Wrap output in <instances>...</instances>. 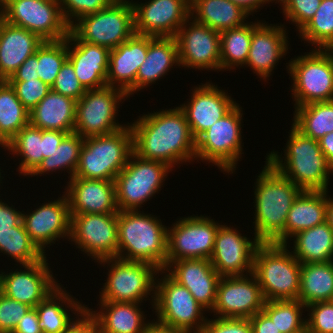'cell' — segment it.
<instances>
[{"instance_id": "1", "label": "cell", "mask_w": 333, "mask_h": 333, "mask_svg": "<svg viewBox=\"0 0 333 333\" xmlns=\"http://www.w3.org/2000/svg\"><path fill=\"white\" fill-rule=\"evenodd\" d=\"M133 134V153L144 160L175 165L195 162L196 139L183 110L161 109L128 123Z\"/></svg>"}, {"instance_id": "2", "label": "cell", "mask_w": 333, "mask_h": 333, "mask_svg": "<svg viewBox=\"0 0 333 333\" xmlns=\"http://www.w3.org/2000/svg\"><path fill=\"white\" fill-rule=\"evenodd\" d=\"M264 162V168L254 182L253 236L261 243L285 244L287 215L303 190Z\"/></svg>"}, {"instance_id": "3", "label": "cell", "mask_w": 333, "mask_h": 333, "mask_svg": "<svg viewBox=\"0 0 333 333\" xmlns=\"http://www.w3.org/2000/svg\"><path fill=\"white\" fill-rule=\"evenodd\" d=\"M283 153L271 151L266 161L300 189L327 191L333 167L322 152L319 141L303 135L293 125Z\"/></svg>"}, {"instance_id": "4", "label": "cell", "mask_w": 333, "mask_h": 333, "mask_svg": "<svg viewBox=\"0 0 333 333\" xmlns=\"http://www.w3.org/2000/svg\"><path fill=\"white\" fill-rule=\"evenodd\" d=\"M167 230L168 227L155 215L140 210L119 211L117 258L147 262L164 270Z\"/></svg>"}, {"instance_id": "5", "label": "cell", "mask_w": 333, "mask_h": 333, "mask_svg": "<svg viewBox=\"0 0 333 333\" xmlns=\"http://www.w3.org/2000/svg\"><path fill=\"white\" fill-rule=\"evenodd\" d=\"M289 247L261 243L255 251L252 273L265 301L298 300L301 263L288 250Z\"/></svg>"}, {"instance_id": "6", "label": "cell", "mask_w": 333, "mask_h": 333, "mask_svg": "<svg viewBox=\"0 0 333 333\" xmlns=\"http://www.w3.org/2000/svg\"><path fill=\"white\" fill-rule=\"evenodd\" d=\"M133 153L130 125L111 133L84 138L74 177L115 181Z\"/></svg>"}, {"instance_id": "7", "label": "cell", "mask_w": 333, "mask_h": 333, "mask_svg": "<svg viewBox=\"0 0 333 333\" xmlns=\"http://www.w3.org/2000/svg\"><path fill=\"white\" fill-rule=\"evenodd\" d=\"M97 262L103 267L107 264L108 270L106 282L99 292V301L145 303L144 300H151L153 308L158 268L147 262L126 261L117 257Z\"/></svg>"}, {"instance_id": "8", "label": "cell", "mask_w": 333, "mask_h": 333, "mask_svg": "<svg viewBox=\"0 0 333 333\" xmlns=\"http://www.w3.org/2000/svg\"><path fill=\"white\" fill-rule=\"evenodd\" d=\"M243 110L237 103L221 119L196 139L195 160L214 164L228 175L234 174L243 151Z\"/></svg>"}, {"instance_id": "9", "label": "cell", "mask_w": 333, "mask_h": 333, "mask_svg": "<svg viewBox=\"0 0 333 333\" xmlns=\"http://www.w3.org/2000/svg\"><path fill=\"white\" fill-rule=\"evenodd\" d=\"M289 60L286 68L293 84L294 108L333 100V50L312 49Z\"/></svg>"}, {"instance_id": "10", "label": "cell", "mask_w": 333, "mask_h": 333, "mask_svg": "<svg viewBox=\"0 0 333 333\" xmlns=\"http://www.w3.org/2000/svg\"><path fill=\"white\" fill-rule=\"evenodd\" d=\"M157 275H161V278L156 276L152 311L155 310L157 319L153 320L163 326L190 333L202 332L207 320L204 316L206 310L186 287L173 280L164 270H159Z\"/></svg>"}, {"instance_id": "11", "label": "cell", "mask_w": 333, "mask_h": 333, "mask_svg": "<svg viewBox=\"0 0 333 333\" xmlns=\"http://www.w3.org/2000/svg\"><path fill=\"white\" fill-rule=\"evenodd\" d=\"M172 168L160 161L144 160L132 153L115 178L119 211L140 210L159 193Z\"/></svg>"}, {"instance_id": "12", "label": "cell", "mask_w": 333, "mask_h": 333, "mask_svg": "<svg viewBox=\"0 0 333 333\" xmlns=\"http://www.w3.org/2000/svg\"><path fill=\"white\" fill-rule=\"evenodd\" d=\"M70 30L84 42L112 50L135 34L130 0H114L106 8L79 18Z\"/></svg>"}, {"instance_id": "13", "label": "cell", "mask_w": 333, "mask_h": 333, "mask_svg": "<svg viewBox=\"0 0 333 333\" xmlns=\"http://www.w3.org/2000/svg\"><path fill=\"white\" fill-rule=\"evenodd\" d=\"M128 98L124 91L108 85L86 90L76 103L74 132L87 138L109 135L126 127L128 123L121 124L116 118L120 103Z\"/></svg>"}, {"instance_id": "14", "label": "cell", "mask_w": 333, "mask_h": 333, "mask_svg": "<svg viewBox=\"0 0 333 333\" xmlns=\"http://www.w3.org/2000/svg\"><path fill=\"white\" fill-rule=\"evenodd\" d=\"M4 21L35 33L43 41L64 40L70 31L59 0H4Z\"/></svg>"}, {"instance_id": "15", "label": "cell", "mask_w": 333, "mask_h": 333, "mask_svg": "<svg viewBox=\"0 0 333 333\" xmlns=\"http://www.w3.org/2000/svg\"><path fill=\"white\" fill-rule=\"evenodd\" d=\"M176 220L167 230L166 265L182 259H210L222 223L202 214Z\"/></svg>"}, {"instance_id": "16", "label": "cell", "mask_w": 333, "mask_h": 333, "mask_svg": "<svg viewBox=\"0 0 333 333\" xmlns=\"http://www.w3.org/2000/svg\"><path fill=\"white\" fill-rule=\"evenodd\" d=\"M70 238L87 257L95 260L117 257L118 213L70 214Z\"/></svg>"}, {"instance_id": "17", "label": "cell", "mask_w": 333, "mask_h": 333, "mask_svg": "<svg viewBox=\"0 0 333 333\" xmlns=\"http://www.w3.org/2000/svg\"><path fill=\"white\" fill-rule=\"evenodd\" d=\"M175 38L181 67L200 71H221L220 32L189 17L178 30Z\"/></svg>"}, {"instance_id": "18", "label": "cell", "mask_w": 333, "mask_h": 333, "mask_svg": "<svg viewBox=\"0 0 333 333\" xmlns=\"http://www.w3.org/2000/svg\"><path fill=\"white\" fill-rule=\"evenodd\" d=\"M264 303L261 288L253 273L226 276L219 279L216 302L211 313L219 318L250 319L262 311Z\"/></svg>"}, {"instance_id": "19", "label": "cell", "mask_w": 333, "mask_h": 333, "mask_svg": "<svg viewBox=\"0 0 333 333\" xmlns=\"http://www.w3.org/2000/svg\"><path fill=\"white\" fill-rule=\"evenodd\" d=\"M47 256L33 264L21 265L23 269L0 272V292L32 308L45 299L61 283L53 275Z\"/></svg>"}, {"instance_id": "20", "label": "cell", "mask_w": 333, "mask_h": 333, "mask_svg": "<svg viewBox=\"0 0 333 333\" xmlns=\"http://www.w3.org/2000/svg\"><path fill=\"white\" fill-rule=\"evenodd\" d=\"M261 242L223 223L215 236L210 262L221 277L245 276L253 272L254 254Z\"/></svg>"}, {"instance_id": "21", "label": "cell", "mask_w": 333, "mask_h": 333, "mask_svg": "<svg viewBox=\"0 0 333 333\" xmlns=\"http://www.w3.org/2000/svg\"><path fill=\"white\" fill-rule=\"evenodd\" d=\"M135 34L175 37L190 17V0H148L133 2ZM140 3V4H139Z\"/></svg>"}, {"instance_id": "22", "label": "cell", "mask_w": 333, "mask_h": 333, "mask_svg": "<svg viewBox=\"0 0 333 333\" xmlns=\"http://www.w3.org/2000/svg\"><path fill=\"white\" fill-rule=\"evenodd\" d=\"M62 195L56 200L44 202L33 211L27 210L26 213L22 210V222L26 232L45 255L52 244L70 238L69 201L65 192Z\"/></svg>"}, {"instance_id": "23", "label": "cell", "mask_w": 333, "mask_h": 333, "mask_svg": "<svg viewBox=\"0 0 333 333\" xmlns=\"http://www.w3.org/2000/svg\"><path fill=\"white\" fill-rule=\"evenodd\" d=\"M281 24L252 21V39L245 67H250L264 81L269 80L279 60L289 53L288 31L286 25Z\"/></svg>"}, {"instance_id": "24", "label": "cell", "mask_w": 333, "mask_h": 333, "mask_svg": "<svg viewBox=\"0 0 333 333\" xmlns=\"http://www.w3.org/2000/svg\"><path fill=\"white\" fill-rule=\"evenodd\" d=\"M215 84L206 81L199 87L194 86L187 103L179 105L195 139L237 104L227 90H221Z\"/></svg>"}, {"instance_id": "25", "label": "cell", "mask_w": 333, "mask_h": 333, "mask_svg": "<svg viewBox=\"0 0 333 333\" xmlns=\"http://www.w3.org/2000/svg\"><path fill=\"white\" fill-rule=\"evenodd\" d=\"M164 271L177 283L186 287L206 312L212 311L221 276L212 266L210 259L173 261L165 266Z\"/></svg>"}, {"instance_id": "26", "label": "cell", "mask_w": 333, "mask_h": 333, "mask_svg": "<svg viewBox=\"0 0 333 333\" xmlns=\"http://www.w3.org/2000/svg\"><path fill=\"white\" fill-rule=\"evenodd\" d=\"M65 194L70 214L118 213L115 181L73 177L67 181Z\"/></svg>"}, {"instance_id": "27", "label": "cell", "mask_w": 333, "mask_h": 333, "mask_svg": "<svg viewBox=\"0 0 333 333\" xmlns=\"http://www.w3.org/2000/svg\"><path fill=\"white\" fill-rule=\"evenodd\" d=\"M148 36L134 34L131 38L110 50L107 71V85L130 95L136 93V75L145 61Z\"/></svg>"}, {"instance_id": "28", "label": "cell", "mask_w": 333, "mask_h": 333, "mask_svg": "<svg viewBox=\"0 0 333 333\" xmlns=\"http://www.w3.org/2000/svg\"><path fill=\"white\" fill-rule=\"evenodd\" d=\"M109 52L106 47L81 41L71 30L68 34V60L86 90L107 85Z\"/></svg>"}, {"instance_id": "29", "label": "cell", "mask_w": 333, "mask_h": 333, "mask_svg": "<svg viewBox=\"0 0 333 333\" xmlns=\"http://www.w3.org/2000/svg\"><path fill=\"white\" fill-rule=\"evenodd\" d=\"M42 43L35 33L3 20L0 24V77L8 80Z\"/></svg>"}, {"instance_id": "30", "label": "cell", "mask_w": 333, "mask_h": 333, "mask_svg": "<svg viewBox=\"0 0 333 333\" xmlns=\"http://www.w3.org/2000/svg\"><path fill=\"white\" fill-rule=\"evenodd\" d=\"M62 285L35 307L39 319L38 325L43 333H64L87 309V305L73 298ZM70 310L76 317L71 318Z\"/></svg>"}, {"instance_id": "31", "label": "cell", "mask_w": 333, "mask_h": 333, "mask_svg": "<svg viewBox=\"0 0 333 333\" xmlns=\"http://www.w3.org/2000/svg\"><path fill=\"white\" fill-rule=\"evenodd\" d=\"M100 310L88 312L97 320L100 333H145L152 322L140 308L142 303L99 301Z\"/></svg>"}, {"instance_id": "32", "label": "cell", "mask_w": 333, "mask_h": 333, "mask_svg": "<svg viewBox=\"0 0 333 333\" xmlns=\"http://www.w3.org/2000/svg\"><path fill=\"white\" fill-rule=\"evenodd\" d=\"M173 65L180 66L176 38L148 36L146 59L136 75V92L168 75L169 70H173Z\"/></svg>"}, {"instance_id": "33", "label": "cell", "mask_w": 333, "mask_h": 333, "mask_svg": "<svg viewBox=\"0 0 333 333\" xmlns=\"http://www.w3.org/2000/svg\"><path fill=\"white\" fill-rule=\"evenodd\" d=\"M77 101L53 90L29 111V124L42 130L74 132Z\"/></svg>"}, {"instance_id": "34", "label": "cell", "mask_w": 333, "mask_h": 333, "mask_svg": "<svg viewBox=\"0 0 333 333\" xmlns=\"http://www.w3.org/2000/svg\"><path fill=\"white\" fill-rule=\"evenodd\" d=\"M327 191L303 190L288 212L285 223V245L296 233L326 222Z\"/></svg>"}, {"instance_id": "35", "label": "cell", "mask_w": 333, "mask_h": 333, "mask_svg": "<svg viewBox=\"0 0 333 333\" xmlns=\"http://www.w3.org/2000/svg\"><path fill=\"white\" fill-rule=\"evenodd\" d=\"M249 16L230 0H190V18L218 32L243 25Z\"/></svg>"}, {"instance_id": "36", "label": "cell", "mask_w": 333, "mask_h": 333, "mask_svg": "<svg viewBox=\"0 0 333 333\" xmlns=\"http://www.w3.org/2000/svg\"><path fill=\"white\" fill-rule=\"evenodd\" d=\"M291 239L294 246L290 251L301 264L333 261V230L327 222L302 230Z\"/></svg>"}, {"instance_id": "37", "label": "cell", "mask_w": 333, "mask_h": 333, "mask_svg": "<svg viewBox=\"0 0 333 333\" xmlns=\"http://www.w3.org/2000/svg\"><path fill=\"white\" fill-rule=\"evenodd\" d=\"M298 300L305 306L333 300V261L301 264Z\"/></svg>"}, {"instance_id": "38", "label": "cell", "mask_w": 333, "mask_h": 333, "mask_svg": "<svg viewBox=\"0 0 333 333\" xmlns=\"http://www.w3.org/2000/svg\"><path fill=\"white\" fill-rule=\"evenodd\" d=\"M3 149L12 152L13 157H20L17 172L29 177L43 160L42 129L30 124L23 127Z\"/></svg>"}, {"instance_id": "39", "label": "cell", "mask_w": 333, "mask_h": 333, "mask_svg": "<svg viewBox=\"0 0 333 333\" xmlns=\"http://www.w3.org/2000/svg\"><path fill=\"white\" fill-rule=\"evenodd\" d=\"M294 109L291 125L303 135L319 140L333 132V100L312 102Z\"/></svg>"}, {"instance_id": "40", "label": "cell", "mask_w": 333, "mask_h": 333, "mask_svg": "<svg viewBox=\"0 0 333 333\" xmlns=\"http://www.w3.org/2000/svg\"><path fill=\"white\" fill-rule=\"evenodd\" d=\"M29 125V111L7 80L0 84V144L4 147L23 127Z\"/></svg>"}, {"instance_id": "41", "label": "cell", "mask_w": 333, "mask_h": 333, "mask_svg": "<svg viewBox=\"0 0 333 333\" xmlns=\"http://www.w3.org/2000/svg\"><path fill=\"white\" fill-rule=\"evenodd\" d=\"M252 39V22L220 32L221 71L245 66ZM240 66V67H239Z\"/></svg>"}, {"instance_id": "42", "label": "cell", "mask_w": 333, "mask_h": 333, "mask_svg": "<svg viewBox=\"0 0 333 333\" xmlns=\"http://www.w3.org/2000/svg\"><path fill=\"white\" fill-rule=\"evenodd\" d=\"M83 143L84 138L76 132L68 133L51 156L43 159L39 166L29 176L48 175V173L51 172L64 170L68 175L70 174L68 176V179L70 180L76 173Z\"/></svg>"}, {"instance_id": "43", "label": "cell", "mask_w": 333, "mask_h": 333, "mask_svg": "<svg viewBox=\"0 0 333 333\" xmlns=\"http://www.w3.org/2000/svg\"><path fill=\"white\" fill-rule=\"evenodd\" d=\"M0 253L8 255L20 266L33 264L46 256L31 240L22 221L11 231L0 234Z\"/></svg>"}, {"instance_id": "44", "label": "cell", "mask_w": 333, "mask_h": 333, "mask_svg": "<svg viewBox=\"0 0 333 333\" xmlns=\"http://www.w3.org/2000/svg\"><path fill=\"white\" fill-rule=\"evenodd\" d=\"M298 34L314 49L333 50V0H322L313 18Z\"/></svg>"}, {"instance_id": "45", "label": "cell", "mask_w": 333, "mask_h": 333, "mask_svg": "<svg viewBox=\"0 0 333 333\" xmlns=\"http://www.w3.org/2000/svg\"><path fill=\"white\" fill-rule=\"evenodd\" d=\"M304 309L306 306L299 300H271L265 301L262 311L280 333H297L306 327Z\"/></svg>"}, {"instance_id": "46", "label": "cell", "mask_w": 333, "mask_h": 333, "mask_svg": "<svg viewBox=\"0 0 333 333\" xmlns=\"http://www.w3.org/2000/svg\"><path fill=\"white\" fill-rule=\"evenodd\" d=\"M67 59L68 37L64 40L43 41L36 50V71L40 80L52 87Z\"/></svg>"}, {"instance_id": "47", "label": "cell", "mask_w": 333, "mask_h": 333, "mask_svg": "<svg viewBox=\"0 0 333 333\" xmlns=\"http://www.w3.org/2000/svg\"><path fill=\"white\" fill-rule=\"evenodd\" d=\"M322 0H277L285 19L300 31L314 16Z\"/></svg>"}, {"instance_id": "48", "label": "cell", "mask_w": 333, "mask_h": 333, "mask_svg": "<svg viewBox=\"0 0 333 333\" xmlns=\"http://www.w3.org/2000/svg\"><path fill=\"white\" fill-rule=\"evenodd\" d=\"M305 310L310 333H333V300L312 303Z\"/></svg>"}, {"instance_id": "49", "label": "cell", "mask_w": 333, "mask_h": 333, "mask_svg": "<svg viewBox=\"0 0 333 333\" xmlns=\"http://www.w3.org/2000/svg\"><path fill=\"white\" fill-rule=\"evenodd\" d=\"M8 82L15 90L18 99L28 111H31L51 90V87L40 79Z\"/></svg>"}, {"instance_id": "50", "label": "cell", "mask_w": 333, "mask_h": 333, "mask_svg": "<svg viewBox=\"0 0 333 333\" xmlns=\"http://www.w3.org/2000/svg\"><path fill=\"white\" fill-rule=\"evenodd\" d=\"M114 0H59L61 12L66 23L71 27L79 18L96 13Z\"/></svg>"}, {"instance_id": "51", "label": "cell", "mask_w": 333, "mask_h": 333, "mask_svg": "<svg viewBox=\"0 0 333 333\" xmlns=\"http://www.w3.org/2000/svg\"><path fill=\"white\" fill-rule=\"evenodd\" d=\"M51 90L68 96L78 101L85 93L86 89L79 82L72 63L67 59L56 76Z\"/></svg>"}, {"instance_id": "52", "label": "cell", "mask_w": 333, "mask_h": 333, "mask_svg": "<svg viewBox=\"0 0 333 333\" xmlns=\"http://www.w3.org/2000/svg\"><path fill=\"white\" fill-rule=\"evenodd\" d=\"M31 308L0 292V333H12L20 319Z\"/></svg>"}, {"instance_id": "53", "label": "cell", "mask_w": 333, "mask_h": 333, "mask_svg": "<svg viewBox=\"0 0 333 333\" xmlns=\"http://www.w3.org/2000/svg\"><path fill=\"white\" fill-rule=\"evenodd\" d=\"M215 318V319H214ZM207 317L201 333H252L249 319Z\"/></svg>"}, {"instance_id": "54", "label": "cell", "mask_w": 333, "mask_h": 333, "mask_svg": "<svg viewBox=\"0 0 333 333\" xmlns=\"http://www.w3.org/2000/svg\"><path fill=\"white\" fill-rule=\"evenodd\" d=\"M22 221V212L11 204L0 199V234L11 231V228L17 226Z\"/></svg>"}, {"instance_id": "55", "label": "cell", "mask_w": 333, "mask_h": 333, "mask_svg": "<svg viewBox=\"0 0 333 333\" xmlns=\"http://www.w3.org/2000/svg\"><path fill=\"white\" fill-rule=\"evenodd\" d=\"M64 333H100V328L86 309Z\"/></svg>"}, {"instance_id": "56", "label": "cell", "mask_w": 333, "mask_h": 333, "mask_svg": "<svg viewBox=\"0 0 333 333\" xmlns=\"http://www.w3.org/2000/svg\"><path fill=\"white\" fill-rule=\"evenodd\" d=\"M36 70L35 53L29 56L7 81H26V79H40Z\"/></svg>"}, {"instance_id": "57", "label": "cell", "mask_w": 333, "mask_h": 333, "mask_svg": "<svg viewBox=\"0 0 333 333\" xmlns=\"http://www.w3.org/2000/svg\"><path fill=\"white\" fill-rule=\"evenodd\" d=\"M67 134L63 131L42 130L43 159L51 156Z\"/></svg>"}, {"instance_id": "58", "label": "cell", "mask_w": 333, "mask_h": 333, "mask_svg": "<svg viewBox=\"0 0 333 333\" xmlns=\"http://www.w3.org/2000/svg\"><path fill=\"white\" fill-rule=\"evenodd\" d=\"M36 308H31L19 321L12 333H42L38 325Z\"/></svg>"}, {"instance_id": "59", "label": "cell", "mask_w": 333, "mask_h": 333, "mask_svg": "<svg viewBox=\"0 0 333 333\" xmlns=\"http://www.w3.org/2000/svg\"><path fill=\"white\" fill-rule=\"evenodd\" d=\"M252 333H280L275 324L272 323L270 318L263 312H257L250 319Z\"/></svg>"}, {"instance_id": "60", "label": "cell", "mask_w": 333, "mask_h": 333, "mask_svg": "<svg viewBox=\"0 0 333 333\" xmlns=\"http://www.w3.org/2000/svg\"><path fill=\"white\" fill-rule=\"evenodd\" d=\"M234 4L241 6L245 11L253 16L254 13L260 10V7H265L264 4H269L270 2L276 3V0H230Z\"/></svg>"}, {"instance_id": "61", "label": "cell", "mask_w": 333, "mask_h": 333, "mask_svg": "<svg viewBox=\"0 0 333 333\" xmlns=\"http://www.w3.org/2000/svg\"><path fill=\"white\" fill-rule=\"evenodd\" d=\"M318 141L322 152L327 157L329 164L333 167V132L324 135Z\"/></svg>"}, {"instance_id": "62", "label": "cell", "mask_w": 333, "mask_h": 333, "mask_svg": "<svg viewBox=\"0 0 333 333\" xmlns=\"http://www.w3.org/2000/svg\"><path fill=\"white\" fill-rule=\"evenodd\" d=\"M145 333H190L184 330L163 326L152 320Z\"/></svg>"}, {"instance_id": "63", "label": "cell", "mask_w": 333, "mask_h": 333, "mask_svg": "<svg viewBox=\"0 0 333 333\" xmlns=\"http://www.w3.org/2000/svg\"><path fill=\"white\" fill-rule=\"evenodd\" d=\"M327 190V213H326V222L333 230V198L328 194Z\"/></svg>"}, {"instance_id": "64", "label": "cell", "mask_w": 333, "mask_h": 333, "mask_svg": "<svg viewBox=\"0 0 333 333\" xmlns=\"http://www.w3.org/2000/svg\"><path fill=\"white\" fill-rule=\"evenodd\" d=\"M4 20V0H0V24Z\"/></svg>"}, {"instance_id": "65", "label": "cell", "mask_w": 333, "mask_h": 333, "mask_svg": "<svg viewBox=\"0 0 333 333\" xmlns=\"http://www.w3.org/2000/svg\"><path fill=\"white\" fill-rule=\"evenodd\" d=\"M297 333H310V332H309L308 328L305 327L303 330H301V331H299Z\"/></svg>"}, {"instance_id": "66", "label": "cell", "mask_w": 333, "mask_h": 333, "mask_svg": "<svg viewBox=\"0 0 333 333\" xmlns=\"http://www.w3.org/2000/svg\"><path fill=\"white\" fill-rule=\"evenodd\" d=\"M4 177L3 176H1V168H0V183H2L1 181H2V179H3ZM0 186H1V184H0ZM1 189V188H0ZM1 197V196H0Z\"/></svg>"}]
</instances>
